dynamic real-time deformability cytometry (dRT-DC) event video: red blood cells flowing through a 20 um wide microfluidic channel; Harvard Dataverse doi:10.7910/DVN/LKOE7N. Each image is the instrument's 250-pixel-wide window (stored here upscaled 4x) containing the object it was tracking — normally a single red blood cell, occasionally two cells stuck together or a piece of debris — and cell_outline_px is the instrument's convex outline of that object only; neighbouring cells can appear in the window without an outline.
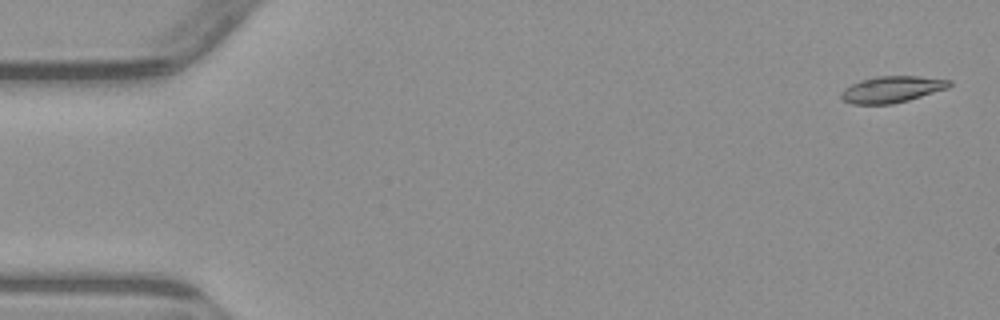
{"species": "common noctule bat (a hibernating species)", "species_latin": "Nyctalus noctula", "temperature_condition": "warm", "stored_images_in_passage": 5, "camera_frame_rate_fps": 3000, "um_per_image_px": 0.085, "animal": {"sex": "male", "body_mass_g": 23.1, "forearm_length_mm": 52.7}, "frame": {"image": 1, "passage_image": 1, "time_ms": 0.0, "image_size_px": [1000, 320], "cell_outline_px": [[952, 84], [948, 88], [908, 100], [892, 104], [852, 104], [844, 100], [840, 96], [840, 92], [844, 88], [860, 80], [876, 76], [920, 76], [952, 80]], "centroid_in_image_um": [75.81, 7.59], "position_along_channel_um": 9.2, "area_um2": 16.7}}
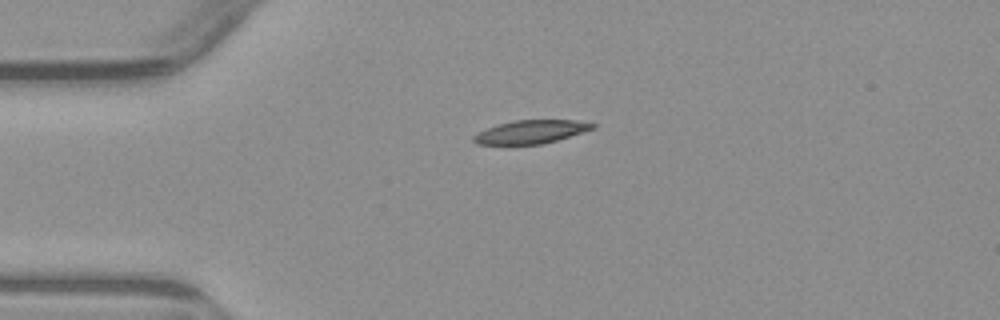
{"frame": {"image": 2, "passage_image": 4, "time_ms": 3.667, "image_size_px": [1000, 320], "cell_outline_px": [[596, 128], [556, 140], [540, 144], [476, 144], [472, 140], [472, 136], [476, 132], [496, 124], [516, 120], [576, 120], [596, 124]], "centroid_in_image_um": [45.08, 11.2], "position_along_channel_um": 39.9, "area_um2": 16.18}}